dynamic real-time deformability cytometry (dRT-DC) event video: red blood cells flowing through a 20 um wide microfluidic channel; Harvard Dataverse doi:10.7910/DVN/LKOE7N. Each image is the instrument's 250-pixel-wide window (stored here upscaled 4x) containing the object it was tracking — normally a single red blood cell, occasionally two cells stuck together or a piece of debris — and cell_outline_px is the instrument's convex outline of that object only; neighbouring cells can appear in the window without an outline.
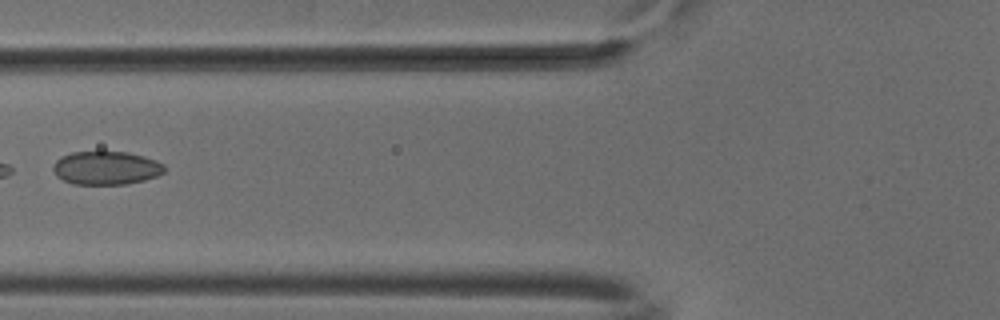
{"species": "common noctule bat (a hibernating species)", "species_latin": "Nyctalus noctula", "temperature_condition": "cold", "stored_images_in_passage": 4, "camera_frame_rate_fps": 3000, "um_per_image_px": 0.085, "animal": {"sex": "male", "body_mass_g": 18.8}, "frame": {"image": 1, "passage_image": 3, "time_ms": 0.667, "image_size_px": [1000, 320], "cell_outline_px": [[164, 172], [156, 176], [144, 180], [128, 184], [72, 184], [56, 176], [52, 168], [56, 160], [60, 156], [72, 152], [128, 152], [144, 156], [156, 160], [164, 164]], "centroid_in_image_um": [9.01, 14.27], "position_along_channel_um": 116.8, "area_um2": 21.73}}
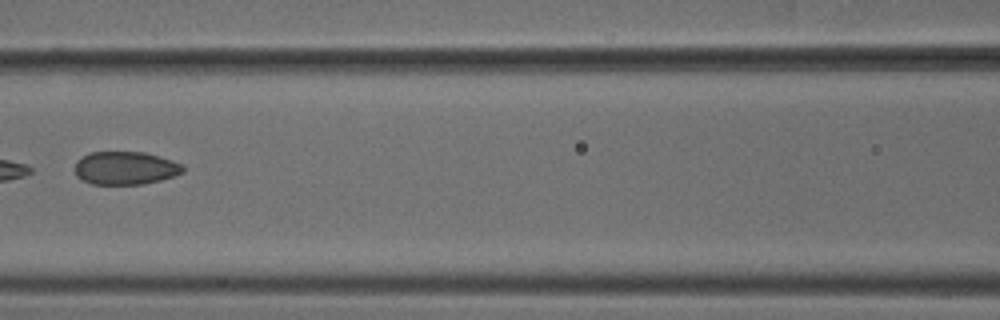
{"frame": {"image": 2, "passage_image": 4, "time_ms": 1.0, "image_size_px": [1000, 320], "cell_outline_px": [[184, 172], [176, 176], [144, 184], [92, 184], [76, 176], [76, 160], [92, 152], [144, 152], [172, 160], [184, 164]], "centroid_in_image_um": [10.7, 14.29], "position_along_channel_um": 155.9, "area_um2": 20.87}}